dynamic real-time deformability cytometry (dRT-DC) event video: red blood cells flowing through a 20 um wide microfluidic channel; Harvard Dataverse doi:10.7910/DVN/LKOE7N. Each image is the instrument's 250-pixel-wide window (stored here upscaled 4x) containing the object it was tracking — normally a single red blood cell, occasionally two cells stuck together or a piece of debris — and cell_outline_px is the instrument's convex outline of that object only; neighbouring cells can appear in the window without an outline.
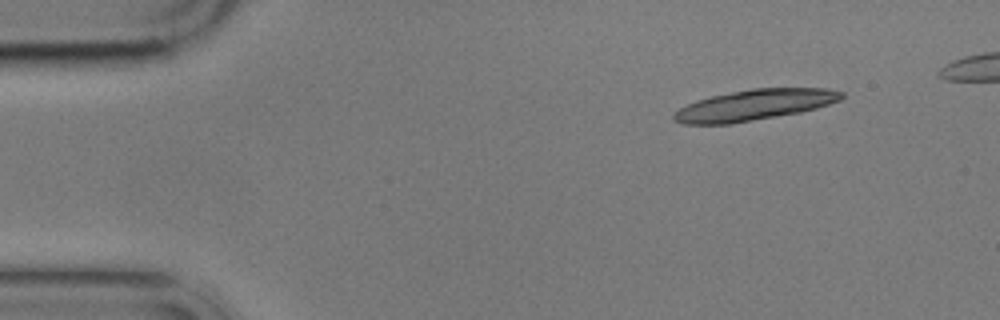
{"species": "common noctule bat (a hibernating species)", "species_latin": "Nyctalus noctula", "temperature_condition": "cold", "stored_images_in_passage": 7, "camera_frame_rate_fps": 3000, "um_per_image_px": 0.085, "animal": {"sex": "male", "body_mass_g": 17.9}, "frame": {"image": 1, "passage_image": 1, "time_ms": 0.0, "image_size_px": [1000, 320], "cell_outline_px": [[844, 96], [840, 100], [816, 108], [800, 112], [732, 124], [680, 124], [672, 120], [672, 112], [696, 100], [712, 96], [752, 88], [828, 88], [844, 92]], "centroid_in_image_um": [64.09, 8.93], "position_along_channel_um": 20.9, "area_um2": 30.17}}
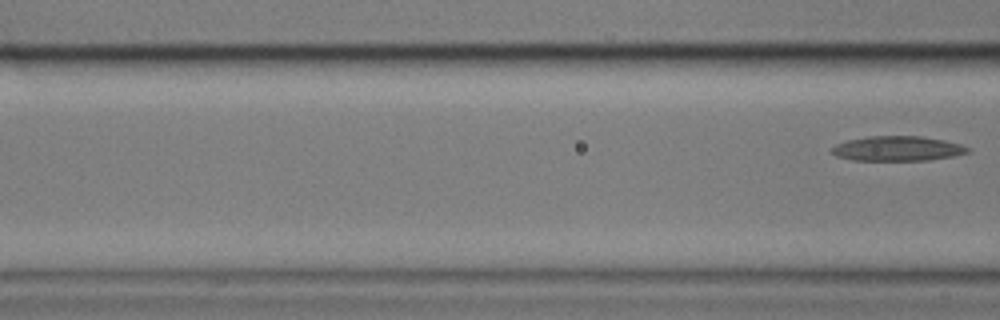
{"frame": {"image": 2, "passage_image": 7, "time_ms": 7.667, "image_size_px": [1000, 320], "cell_outline_px": [[972, 152], [952, 156], [928, 160], [852, 160], [836, 156], [832, 152], [832, 148], [836, 144], [848, 140], [868, 136], [920, 136], [944, 140], [960, 144], [972, 148]], "centroid_in_image_um": [76.33, 12.62], "position_along_channel_um": 90.3, "area_um2": 19.65}}